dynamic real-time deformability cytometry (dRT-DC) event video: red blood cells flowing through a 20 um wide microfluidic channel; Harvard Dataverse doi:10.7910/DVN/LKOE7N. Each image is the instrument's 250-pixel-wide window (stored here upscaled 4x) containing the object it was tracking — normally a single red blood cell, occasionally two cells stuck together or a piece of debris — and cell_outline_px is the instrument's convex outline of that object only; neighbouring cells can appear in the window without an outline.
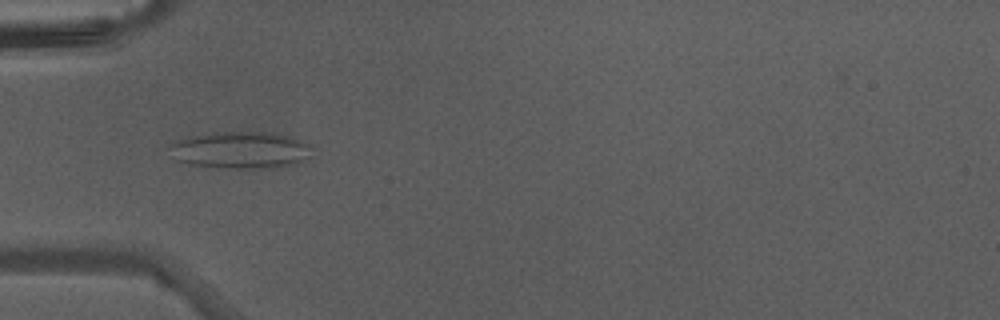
{"species": "Egyptian fruit bat (a non-hibernating species)", "species_latin": "Rousettus aegyptiacus", "temperature_condition": "warm", "stored_images_in_passage": 19, "camera_frame_rate_fps": 3000, "um_per_image_px": 0.085, "animal": {"sex": "male"}, "frame": {"image": 1, "passage_image": 3, "time_ms": 0.667, "image_size_px": [1000, 320], "cell_outline_px": [[312, 148], [308, 156], [296, 164], [276, 168], [228, 168], [188, 164], [176, 160], [168, 144], [168, 140], [192, 136], [224, 132], [276, 132], [312, 144]], "centroid_in_image_um": [20.44, 12.75], "position_along_channel_um": 64.6, "area_um2": 30.92}}
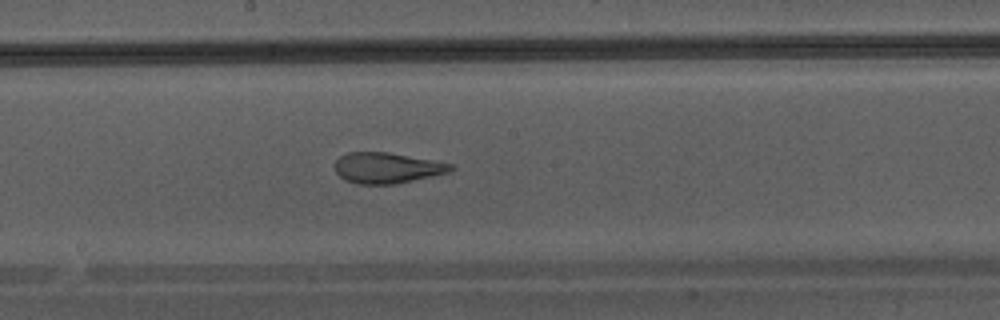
{"frame": {"image": 2, "passage_image": 13, "time_ms": 4.0, "image_size_px": [1000, 320], "cell_outline_px": [[456, 168], [448, 172], [392, 184], [356, 184], [344, 180], [336, 172], [332, 164], [340, 156], [348, 152], [388, 152], [432, 160], [452, 164]], "centroid_in_image_um": [32.82, 14.26], "position_along_channel_um": 215.4, "area_um2": 20.63}}
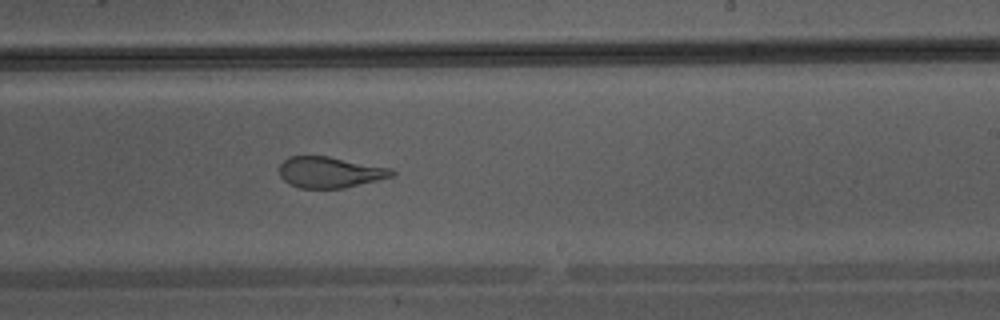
{"frame": {"image": 3, "passage_image": 16, "time_ms": 5.0, "image_size_px": [1000, 320], "cell_outline_px": [[396, 176], [344, 188], [300, 188], [284, 180], [280, 176], [280, 164], [288, 156], [328, 156], [392, 168], [396, 172]], "centroid_in_image_um": [28.09, 14.64], "position_along_channel_um": 260.9, "area_um2": 20.4}}